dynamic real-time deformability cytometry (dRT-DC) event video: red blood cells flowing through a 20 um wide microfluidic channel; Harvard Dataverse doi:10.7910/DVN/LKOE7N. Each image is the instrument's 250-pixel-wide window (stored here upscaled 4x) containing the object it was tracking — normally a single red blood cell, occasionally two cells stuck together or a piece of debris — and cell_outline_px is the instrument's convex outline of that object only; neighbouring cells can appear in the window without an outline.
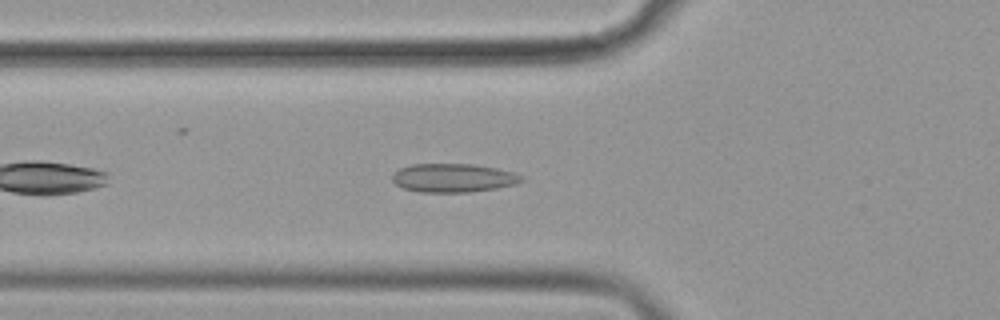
{"species": "common noctule bat (a hibernating species)", "species_latin": "Nyctalus noctula", "temperature_condition": "cold", "stored_images_in_passage": 42, "camera_frame_rate_fps": 3000, "um_per_image_px": 0.085, "animal": {"sex": "female", "body_mass_g": 19.9}, "frame": {"image": 1, "passage_image": 6, "time_ms": 1.667, "image_size_px": [1000, 320], "cell_outline_px": [[524, 180], [516, 184], [496, 188], [468, 192], [420, 192], [404, 188], [396, 184], [392, 180], [392, 176], [400, 168], [412, 164], [472, 164], [496, 168], [512, 172], [524, 176]], "centroid_in_image_um": [38.55, 15.12], "position_along_channel_um": 87.3, "area_um2": 21.44}}
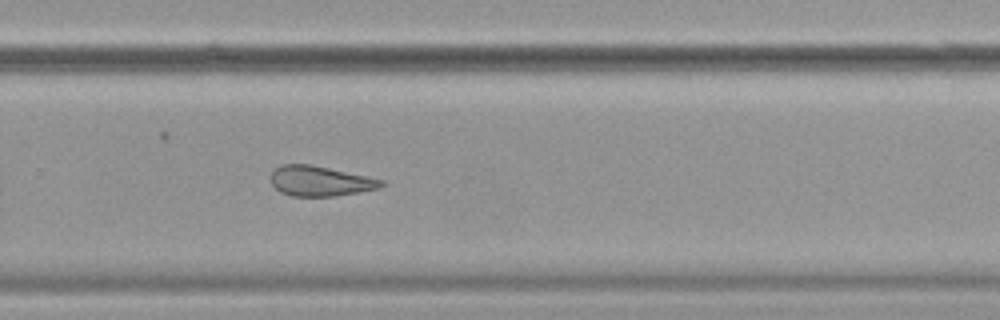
{"frame": {"image": 2, "passage_image": 24, "time_ms": 7.667, "image_size_px": [1000, 320], "cell_outline_px": [[384, 184], [380, 188], [332, 196], [292, 196], [280, 192], [272, 184], [272, 172], [280, 164], [308, 164], [328, 168], [384, 180]], "centroid_in_image_um": [27.19, 15.39], "position_along_channel_um": 302.6, "area_um2": 19.02}}
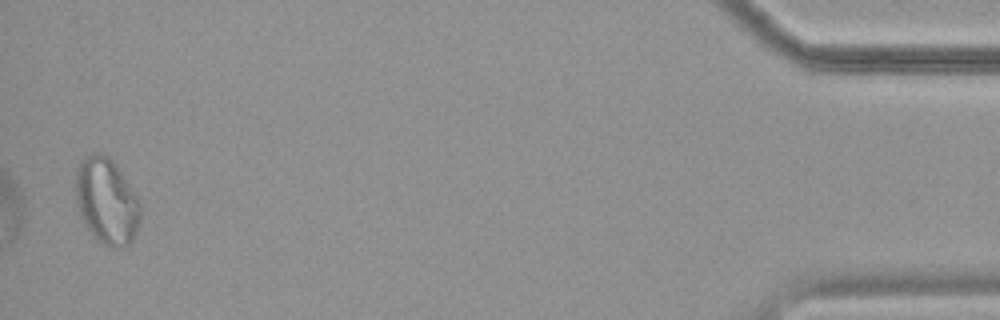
{"frame": {"image": 3, "passage_image": 41, "time_ms": 13.333, "image_size_px": [1000, 320], "cell_outline_px": [[140, 216], [132, 240], [128, 244], [116, 248], [100, 244], [92, 236], [80, 216], [76, 200], [76, 172], [80, 164], [88, 156], [96, 152], [100, 152], [108, 156], [112, 160], [136, 196], [140, 204]], "centroid_in_image_um": [9.04, 17.13], "position_along_channel_um": 426.2, "area_um2": 31.91}, "authors_computed_cell_mechanics": {"area_um2": 20.8947, "velocity_mm_per_s": 3.5888, "shape_relaxation_time_tau1_ms": null, "shape_relaxation_time_tau2_ms": 2.905, "deformation_change_tau1": null, "deformation_change_tau2": 0.119}}